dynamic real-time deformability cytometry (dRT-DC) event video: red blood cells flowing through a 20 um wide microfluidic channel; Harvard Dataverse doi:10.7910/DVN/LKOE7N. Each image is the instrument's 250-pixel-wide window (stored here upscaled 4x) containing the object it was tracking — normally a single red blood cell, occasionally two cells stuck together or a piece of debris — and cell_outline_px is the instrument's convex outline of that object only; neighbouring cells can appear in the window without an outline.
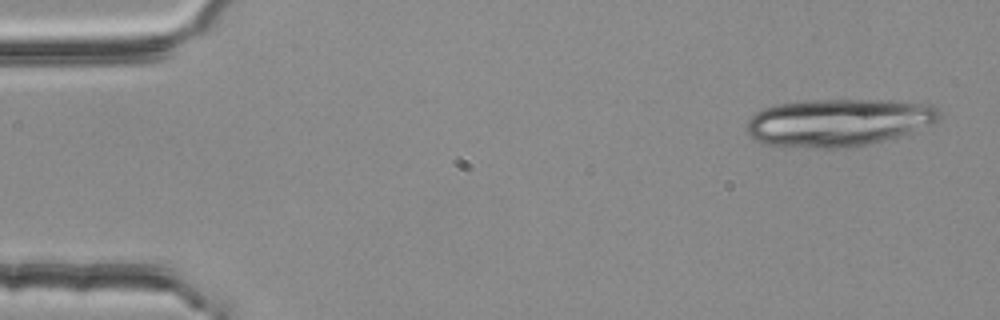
{"species": "common noctule bat (a hibernating species)", "species_latin": "Nyctalus noctula", "temperature_condition": "room temperature", "stored_images_in_passage": 5, "segment_of_instrument_passage": [1, 2], "camera_frame_rate_fps": 3000, "um_per_image_px": 0.085, "animal": {"sex": "female", "body_mass_g": 25.1}, "frame": {"image": 1, "passage_image": 1, "time_ms": 0.0, "image_size_px": [1000, 320], "cell_outline_px": [[940, 116], [936, 124], [884, 140], [856, 148], [812, 148], [764, 144], [752, 140], [744, 128], [748, 120], [756, 112], [764, 108], [776, 104], [808, 100], [888, 100], [932, 104], [940, 108]], "centroid_in_image_um": [71.26, 10.41], "position_along_channel_um": 13.7, "area_um2": 54.16}}